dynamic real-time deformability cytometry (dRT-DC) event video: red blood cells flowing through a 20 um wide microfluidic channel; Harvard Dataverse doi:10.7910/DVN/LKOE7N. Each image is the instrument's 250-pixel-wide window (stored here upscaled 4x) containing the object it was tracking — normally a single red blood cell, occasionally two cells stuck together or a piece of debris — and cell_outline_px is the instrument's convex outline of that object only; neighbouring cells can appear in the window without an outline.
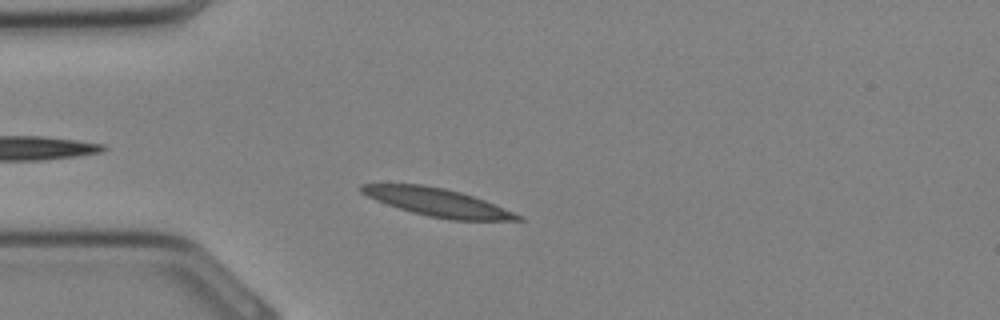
{"species": "Egyptian fruit bat (a non-hibernating species)", "species_latin": "Rousettus aegyptiacus", "temperature_condition": "cold", "stored_images_in_passage": 26, "camera_frame_rate_fps": 3000, "um_per_image_px": 0.085, "animal": {"sex": "female"}, "frame": {"image": 1, "passage_image": 2, "time_ms": 0.333, "image_size_px": [1000, 320], "cell_outline_px": [[524, 220], [452, 220], [428, 216], [412, 212], [376, 200], [360, 192], [356, 188], [360, 184], [420, 184], [444, 188], [460, 192], [484, 200], [524, 216]], "centroid_in_image_um": [37.18, 17.19], "position_along_channel_um": 47.8, "area_um2": 25.26}}
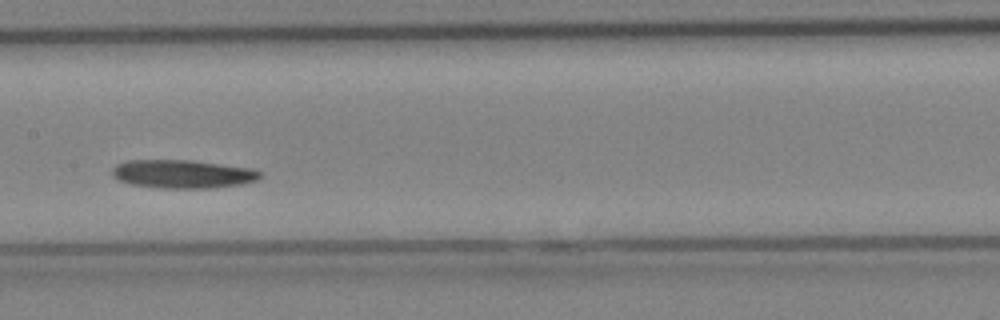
{"frame": {"image": 2, "passage_image": 10, "time_ms": 3.0, "image_size_px": [1000, 320], "cell_outline_px": [[264, 176], [256, 180], [240, 184], [212, 188], [160, 188], [132, 184], [116, 180], [112, 176], [112, 168], [116, 164], [128, 160], [192, 160], [252, 168], [264, 172]], "centroid_in_image_um": [15.54, 14.78], "position_along_channel_um": 191.9, "area_um2": 24.74}}
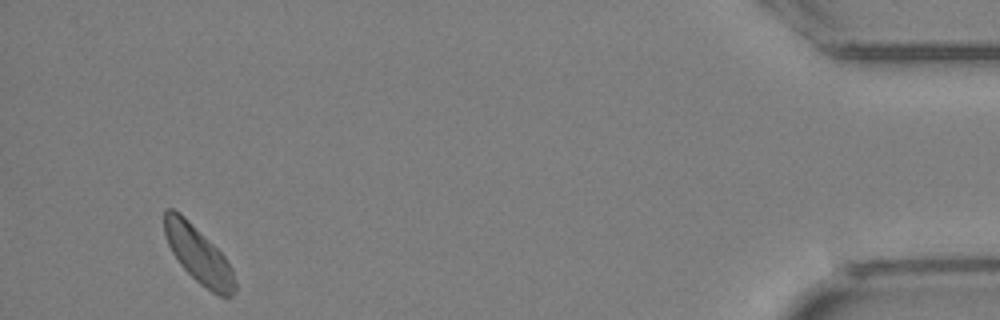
{"frame": {"image": 3, "passage_image": 25, "time_ms": 8.0, "image_size_px": [1000, 320], "cell_outline_px": [[236, 288], [232, 296], [228, 300], [212, 292], [200, 284], [180, 264], [172, 252], [164, 236], [164, 208], [172, 208], [180, 212], [224, 256], [232, 268], [236, 284]], "centroid_in_image_um": [16.86, 21.67], "position_along_channel_um": 418.3, "area_um2": 23.18}}